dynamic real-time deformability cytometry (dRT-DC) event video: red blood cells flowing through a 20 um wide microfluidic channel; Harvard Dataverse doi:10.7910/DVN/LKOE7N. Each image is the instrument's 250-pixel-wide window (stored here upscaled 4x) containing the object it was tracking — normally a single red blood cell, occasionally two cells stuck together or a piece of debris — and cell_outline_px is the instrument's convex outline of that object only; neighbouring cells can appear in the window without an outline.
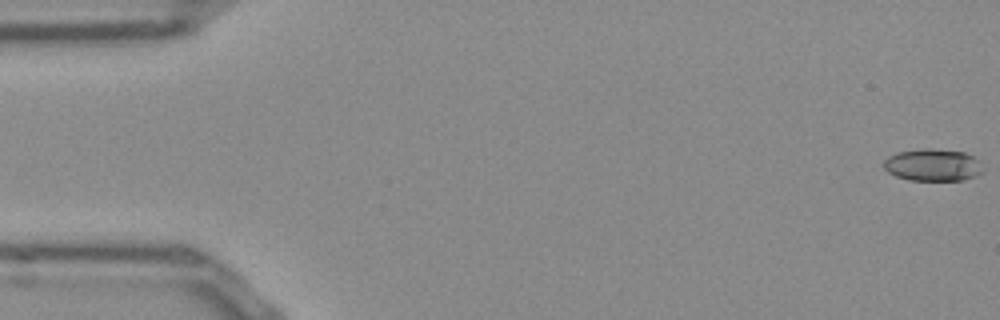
{"species": "Egyptian fruit bat (a non-hibernating species)", "species_latin": "Rousettus aegyptiacus", "temperature_condition": "room temperature", "stored_images_in_passage": 2, "camera_frame_rate_fps": 3000, "um_per_image_px": 0.085, "frame": {"image": 1, "passage_image": 1, "time_ms": 0.0, "image_size_px": [1000, 320], "cell_outline_px": [[984, 172], [976, 176], [964, 180], [908, 180], [896, 176], [888, 172], [884, 168], [884, 160], [888, 156], [896, 152], [964, 152], [972, 156], [976, 160]], "centroid_in_image_um": [79.28, 14.1], "position_along_channel_um": 5.7, "area_um2": 17.51}}